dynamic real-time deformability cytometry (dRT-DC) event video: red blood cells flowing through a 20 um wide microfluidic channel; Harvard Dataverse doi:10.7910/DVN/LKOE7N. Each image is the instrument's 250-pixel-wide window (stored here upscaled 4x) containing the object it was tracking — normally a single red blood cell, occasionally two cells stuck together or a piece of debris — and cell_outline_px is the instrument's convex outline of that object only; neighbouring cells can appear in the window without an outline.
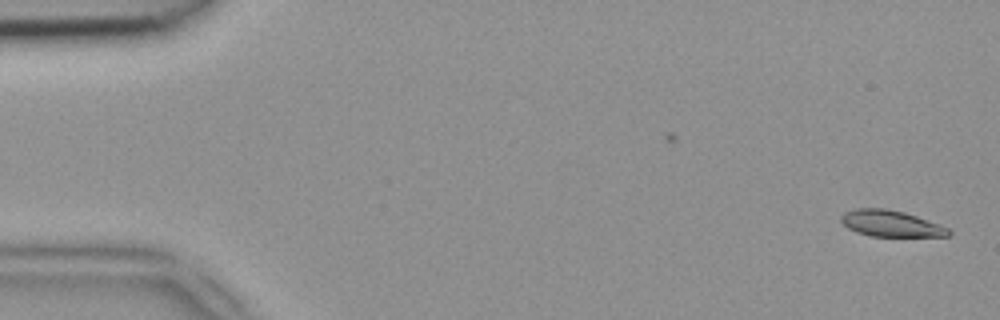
{"species": "common noctule bat (a hibernating species)", "species_latin": "Nyctalus noctula", "temperature_condition": "room temperature", "stored_images_in_passage": 43, "camera_frame_rate_fps": 3000, "um_per_image_px": 0.085, "animal": {"sex": "female", "body_mass_g": 18.4}, "frame": {"image": 1, "passage_image": 1, "time_ms": 0.0, "image_size_px": [1000, 320], "cell_outline_px": [[952, 232], [948, 236], [872, 236], [856, 232], [848, 228], [840, 220], [840, 216], [844, 212], [856, 208], [884, 208], [904, 212], [940, 224], [948, 228]], "centroid_in_image_um": [75.71, 18.99], "position_along_channel_um": 9.3, "area_um2": 16.42}}
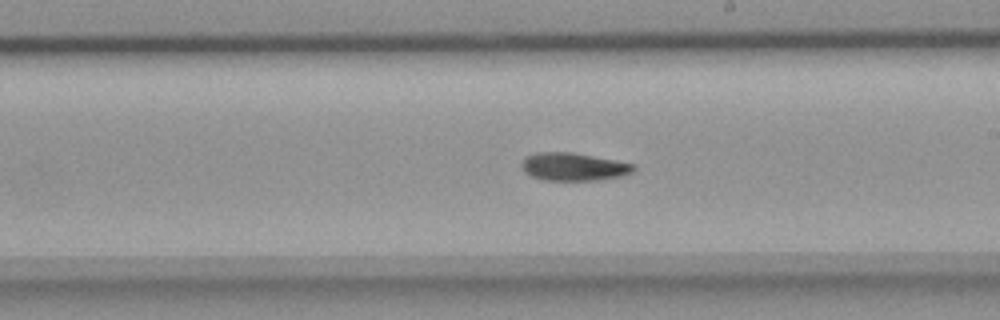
{"frame": {"image": 2, "passage_image": 28, "time_ms": 9.0, "image_size_px": [1000, 320], "cell_outline_px": [[636, 168], [632, 172], [620, 176], [596, 180], [544, 180], [532, 176], [524, 172], [520, 168], [520, 164], [524, 156], [536, 152], [572, 152], [616, 160], [636, 164]], "centroid_in_image_um": [48.71, 14.16], "position_along_channel_um": 240.3, "area_um2": 18.38}}
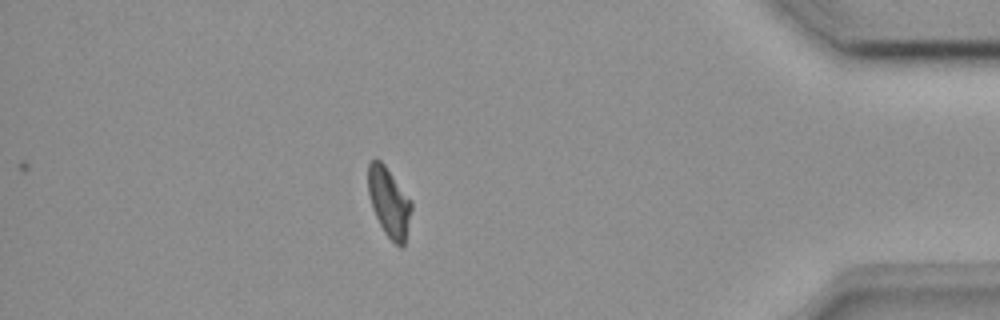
{"frame": {"image": 3, "passage_image": 43, "time_ms": 14.0, "image_size_px": [1000, 320], "cell_outline_px": [[412, 208], [404, 244], [400, 248], [384, 232], [372, 208], [368, 192], [368, 164], [372, 160], [380, 160], [384, 164], [412, 200]], "centroid_in_image_um": [33.07, 17.17], "position_along_channel_um": 402.1, "area_um2": 17.34}}